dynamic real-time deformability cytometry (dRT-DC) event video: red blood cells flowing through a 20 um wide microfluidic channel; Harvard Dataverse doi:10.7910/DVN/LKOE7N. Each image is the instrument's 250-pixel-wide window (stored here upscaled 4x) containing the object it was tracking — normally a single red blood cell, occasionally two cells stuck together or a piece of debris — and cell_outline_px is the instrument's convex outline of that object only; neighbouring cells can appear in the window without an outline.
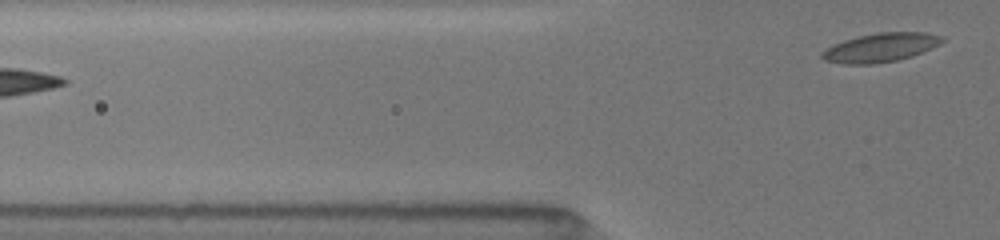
{"species": "common noctule bat (a hibernating species)", "species_latin": "Nyctalus noctula", "temperature_condition": "room temperature", "stored_images_in_passage": 15, "camera_frame_rate_fps": 3000, "um_per_image_px": 0.085, "animal": {"sex": "female", "body_mass_g": 19.5, "forearm_length_mm": 54.1}, "frame": {"image": 1, "passage_image": 15, "time_ms": 8.0, "image_size_px": [1000, 240], "cell_outline_px": [[944, 40], [940, 44], [932, 48], [912, 56], [896, 60], [872, 64], [844, 64], [824, 60], [820, 56], [820, 52], [824, 48], [844, 40], [856, 36], [880, 32], [924, 32], [944, 36]], "centroid_in_image_um": [74.82, 4.03], "position_along_channel_um": 51.0, "area_um2": 20.35}}